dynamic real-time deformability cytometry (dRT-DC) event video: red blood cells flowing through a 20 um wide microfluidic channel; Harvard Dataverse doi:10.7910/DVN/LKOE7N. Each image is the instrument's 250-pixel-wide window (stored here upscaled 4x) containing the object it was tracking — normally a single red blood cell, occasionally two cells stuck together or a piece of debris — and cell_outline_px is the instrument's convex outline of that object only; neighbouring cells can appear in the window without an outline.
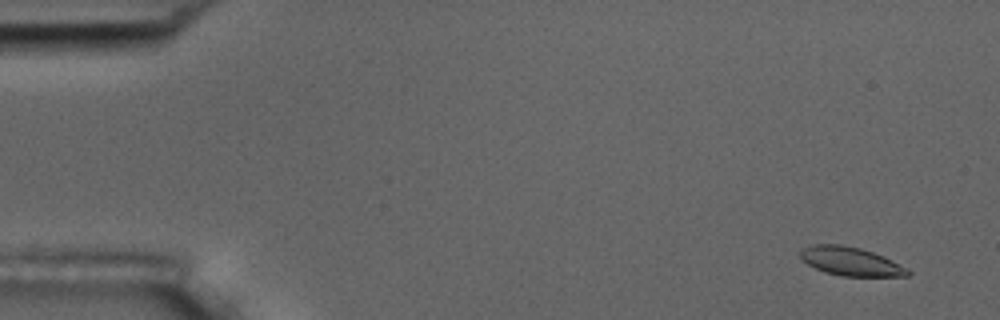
{"species": "common noctule bat (a hibernating species)", "species_latin": "Nyctalus noctula", "temperature_condition": "room temperature", "stored_images_in_passage": 4, "camera_frame_rate_fps": 3000, "um_per_image_px": 0.085, "animal": {"sex": "male", "body_mass_g": 17.5, "forearm_length_mm": 52.3}, "frame": {"image": 1, "passage_image": 1, "time_ms": 0.0, "image_size_px": [1000, 320], "cell_outline_px": [[912, 272], [908, 276], [840, 276], [824, 272], [808, 264], [800, 256], [800, 252], [804, 248], [812, 244], [840, 244], [860, 248], [872, 252], [892, 260], [908, 268]], "centroid_in_image_um": [72.33, 22.22], "position_along_channel_um": 12.7, "area_um2": 17.86}}
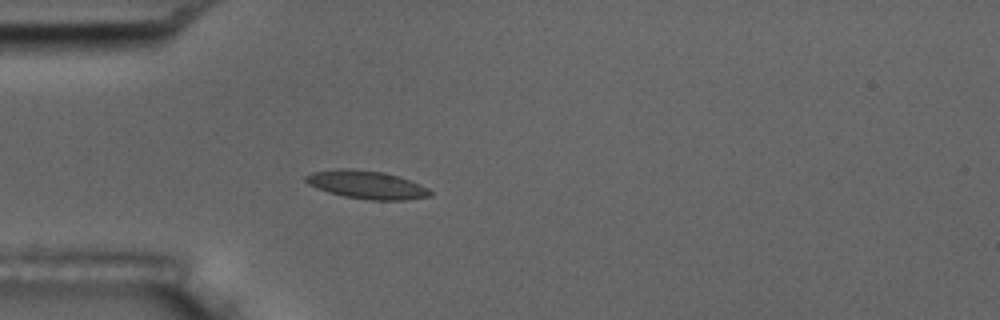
{"frame": {"image": 2, "passage_image": 4, "time_ms": 4.333, "image_size_px": [1000, 320], "cell_outline_px": [[432, 196], [404, 200], [368, 200], [344, 196], [328, 192], [316, 188], [308, 184], [304, 180], [304, 176], [312, 172], [336, 168], [348, 168], [380, 172], [396, 176], [408, 180], [428, 188], [432, 192]], "centroid_in_image_um": [31.11, 15.71], "position_along_channel_um": 53.9, "area_um2": 20.29}}